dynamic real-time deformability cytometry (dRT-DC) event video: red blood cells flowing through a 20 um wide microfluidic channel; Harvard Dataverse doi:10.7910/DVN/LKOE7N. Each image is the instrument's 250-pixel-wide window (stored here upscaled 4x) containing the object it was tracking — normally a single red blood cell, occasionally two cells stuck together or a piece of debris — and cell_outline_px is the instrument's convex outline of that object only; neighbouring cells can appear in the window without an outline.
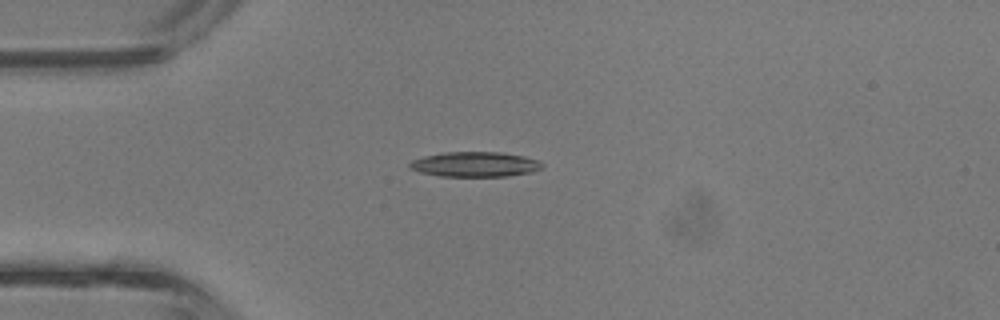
{"species": "common noctule bat (a hibernating species)", "species_latin": "Nyctalus noctula", "temperature_condition": "room temperature", "stored_images_in_passage": 1, "camera_frame_rate_fps": 3000, "um_per_image_px": 0.085, "animal": {"sex": "male", "body_mass_g": 13.3}, "frame": {"image": 1, "passage_image": 1, "time_ms": 0.0, "image_size_px": [1000, 320], "cell_outline_px": [[544, 168], [532, 172], [508, 176], [440, 176], [420, 172], [408, 168], [408, 164], [412, 160], [424, 156], [444, 152], [500, 152], [524, 156], [536, 160], [544, 164]], "centroid_in_image_um": [40.38, 13.97], "position_along_channel_um": 44.6, "area_um2": 19.36}}